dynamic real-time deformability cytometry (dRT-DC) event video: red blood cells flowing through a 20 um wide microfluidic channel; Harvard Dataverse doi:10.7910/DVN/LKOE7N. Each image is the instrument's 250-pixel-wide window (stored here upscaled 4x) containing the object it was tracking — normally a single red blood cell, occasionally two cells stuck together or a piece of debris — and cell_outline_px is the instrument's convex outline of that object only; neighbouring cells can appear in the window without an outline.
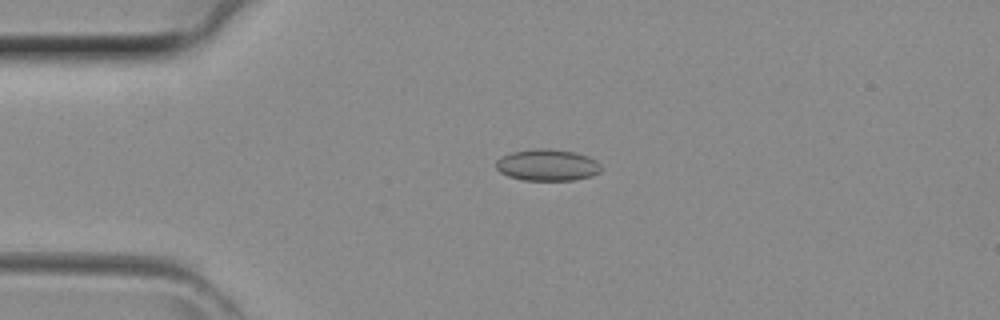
{"species": "common noctule bat (a hibernating species)", "species_latin": "Nyctalus noctula", "temperature_condition": "room temperature", "stored_images_in_passage": 12, "segment_of_instrument_passage": [1, 2], "camera_frame_rate_fps": 3000, "um_per_image_px": 0.085, "animal": {"sex": "female", "body_mass_g": 29.2, "forearm_length_mm": 56.3}, "frame": {"image": 1, "passage_image": 6, "time_ms": 1.667, "image_size_px": [1000, 320], "cell_outline_px": [[600, 172], [592, 176], [572, 180], [524, 180], [508, 176], [500, 172], [496, 168], [496, 160], [512, 152], [532, 148], [548, 148], [572, 152], [588, 156], [596, 160], [600, 164]], "centroid_in_image_um": [46.52, 14.02], "position_along_channel_um": 38.5, "area_um2": 19.31}}
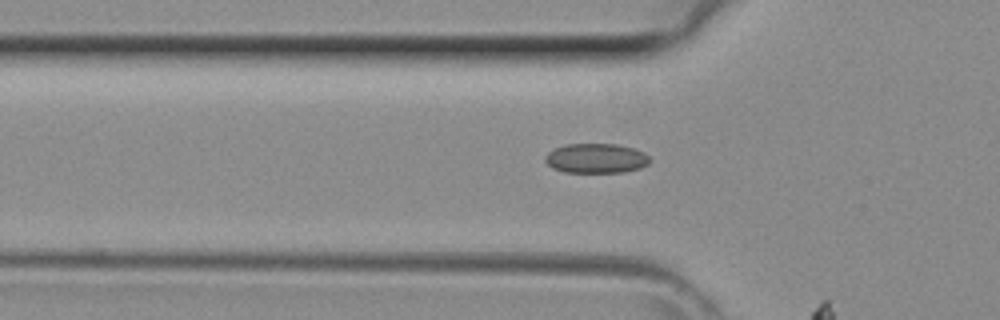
{"frame": {"image": 2, "passage_image": 10, "time_ms": 3.0, "image_size_px": [1000, 320], "cell_outline_px": [[652, 160], [648, 164], [640, 168], [624, 172], [564, 172], [552, 168], [544, 160], [544, 156], [548, 152], [564, 144], [620, 144], [644, 152]], "centroid_in_image_um": [50.67, 13.45], "position_along_channel_um": 75.1, "area_um2": 18.21}}